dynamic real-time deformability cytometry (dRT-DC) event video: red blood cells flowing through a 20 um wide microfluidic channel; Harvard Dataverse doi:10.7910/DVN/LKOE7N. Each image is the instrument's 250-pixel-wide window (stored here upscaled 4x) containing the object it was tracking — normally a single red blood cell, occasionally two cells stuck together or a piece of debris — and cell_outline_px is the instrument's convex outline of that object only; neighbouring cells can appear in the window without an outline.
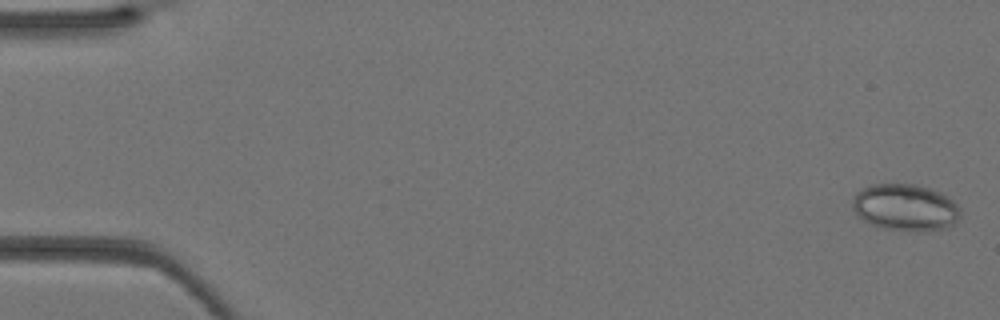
{"species": "Egyptian fruit bat (a non-hibernating species)", "species_latin": "Rousettus aegyptiacus", "temperature_condition": "warm", "stored_images_in_passage": 40, "camera_frame_rate_fps": 3000, "um_per_image_px": 0.085, "animal": {"sex": "female"}, "frame": {"image": 1, "passage_image": 1, "time_ms": 0.0, "image_size_px": [1000, 320], "cell_outline_px": [[960, 216], [952, 224], [944, 228], [924, 232], [908, 232], [884, 228], [872, 224], [864, 220], [852, 208], [852, 200], [856, 192], [860, 188], [872, 184], [916, 184], [932, 188], [940, 192], [952, 200], [960, 208]], "centroid_in_image_um": [76.94, 17.63], "position_along_channel_um": 8.1, "area_um2": 29.65}}
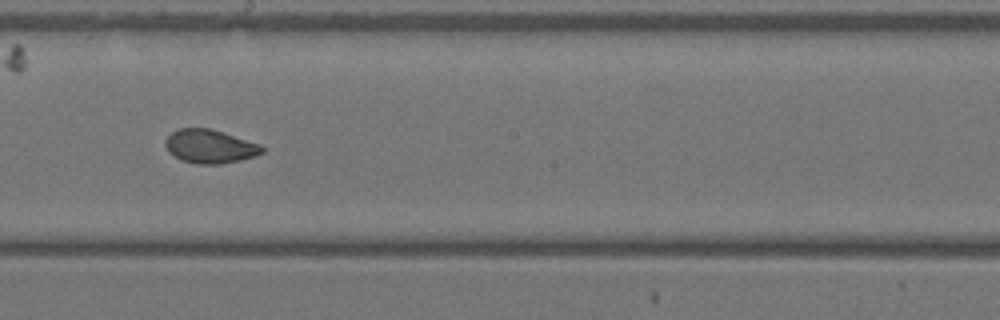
{"frame": {"image": 2, "passage_image": 23, "time_ms": 7.333, "image_size_px": [1000, 320], "cell_outline_px": [[264, 152], [240, 160], [220, 164], [196, 164], [180, 160], [168, 152], [164, 144], [164, 140], [172, 132], [180, 128], [208, 128], [224, 132], [260, 144], [264, 148]], "centroid_in_image_um": [17.81, 12.44], "position_along_channel_um": 230.4, "area_um2": 19.02}}
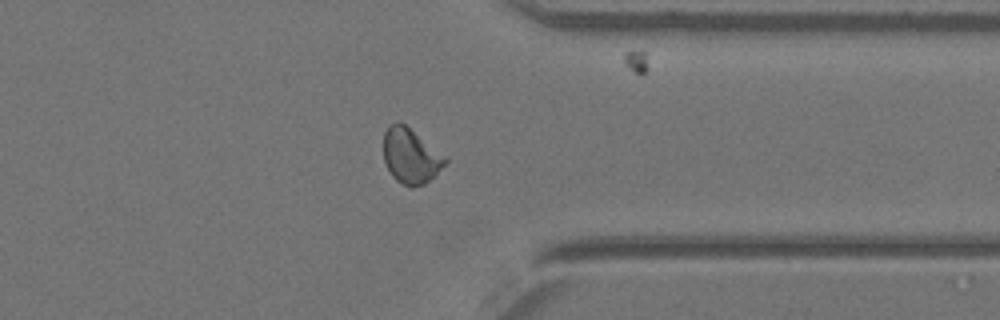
{"frame": {"image": 3, "passage_image": 32, "time_ms": 10.333, "image_size_px": [1000, 320], "cell_outline_px": [[448, 160], [424, 184], [412, 188], [396, 180], [392, 176], [384, 160], [384, 132], [388, 124], [396, 120], [404, 124], [448, 156]], "centroid_in_image_um": [34.9, 13.22], "position_along_channel_um": 376.5, "area_um2": 19.77}}